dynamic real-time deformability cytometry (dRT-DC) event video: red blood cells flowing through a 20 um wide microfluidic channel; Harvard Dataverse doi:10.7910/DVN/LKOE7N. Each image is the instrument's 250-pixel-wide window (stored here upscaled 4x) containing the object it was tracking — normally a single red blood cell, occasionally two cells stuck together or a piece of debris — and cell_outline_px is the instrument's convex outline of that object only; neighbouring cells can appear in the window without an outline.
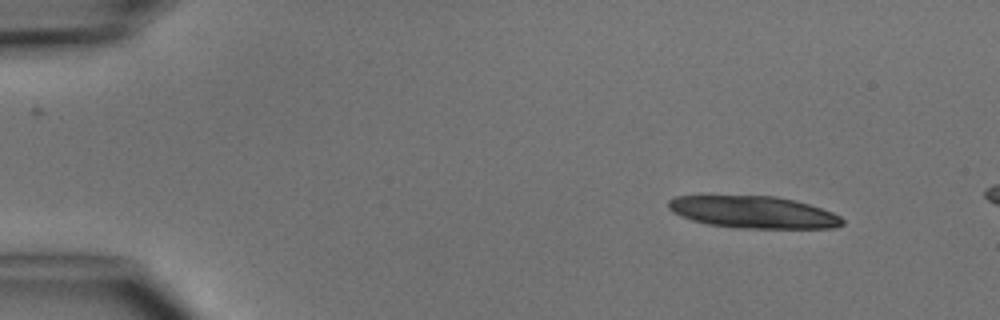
{"species": "common noctule bat (a hibernating species)", "species_latin": "Nyctalus noctula", "temperature_condition": "cold", "stored_images_in_passage": 3, "camera_frame_rate_fps": 3000, "um_per_image_px": 0.085, "animal": {"sex": "male", "body_mass_g": 15.6}, "frame": {"image": 1, "passage_image": 1, "time_ms": 0.0, "image_size_px": [1000, 320], "cell_outline_px": [[844, 224], [836, 228], [740, 228], [708, 224], [692, 220], [680, 216], [672, 212], [668, 208], [668, 200], [676, 196], [776, 196], [796, 200], [832, 212], [840, 216], [844, 220]], "centroid_in_image_um": [64.05, 18.03], "position_along_channel_um": 21.0, "area_um2": 32.54}}